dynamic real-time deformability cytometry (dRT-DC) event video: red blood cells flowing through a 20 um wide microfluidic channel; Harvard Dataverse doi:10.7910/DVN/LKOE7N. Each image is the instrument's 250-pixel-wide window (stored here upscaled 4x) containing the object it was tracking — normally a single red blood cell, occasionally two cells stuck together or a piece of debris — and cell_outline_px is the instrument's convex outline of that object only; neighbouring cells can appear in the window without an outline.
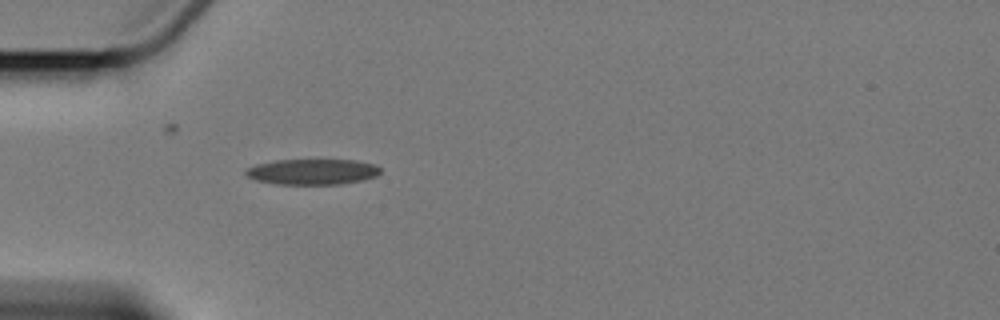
{"species": "Egyptian fruit bat (a non-hibernating species)", "species_latin": "Rousettus aegyptiacus", "temperature_condition": "cold", "stored_images_in_passage": 1, "camera_frame_rate_fps": 3000, "um_per_image_px": 0.085, "animal": {"sex": "female"}, "frame": {"image": 1, "passage_image": 1, "time_ms": 0.0, "image_size_px": [1000, 320], "cell_outline_px": [[380, 172], [376, 176], [364, 180], [340, 184], [276, 184], [256, 180], [248, 176], [244, 172], [248, 168], [256, 164], [276, 160], [356, 160], [376, 164], [380, 168]], "centroid_in_image_um": [26.59, 14.6], "position_along_channel_um": 58.4, "area_um2": 20.11}}